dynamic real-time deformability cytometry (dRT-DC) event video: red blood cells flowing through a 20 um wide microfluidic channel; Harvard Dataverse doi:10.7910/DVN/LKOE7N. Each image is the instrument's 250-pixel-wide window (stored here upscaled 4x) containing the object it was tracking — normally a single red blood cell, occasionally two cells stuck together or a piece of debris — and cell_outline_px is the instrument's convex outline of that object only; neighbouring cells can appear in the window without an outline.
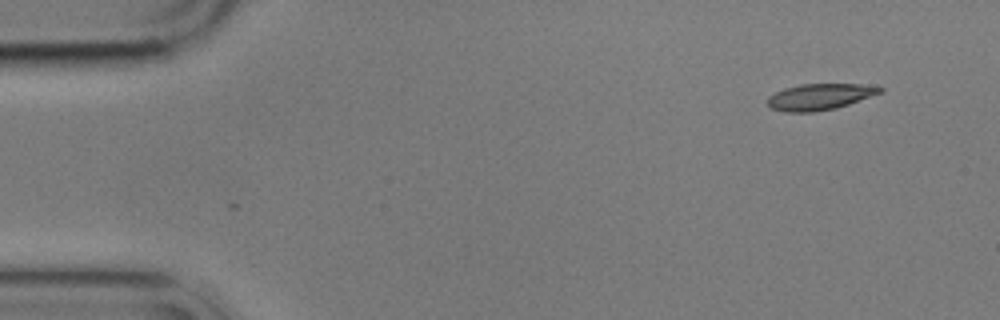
{"species": "common noctule bat (a hibernating species)", "species_latin": "Nyctalus noctula", "temperature_condition": "cold", "stored_images_in_passage": 53, "camera_frame_rate_fps": 3000, "um_per_image_px": 0.085, "animal": {"sex": "male", "body_mass_g": 17.9}, "frame": {"image": 1, "passage_image": 1, "time_ms": 0.0, "image_size_px": [1000, 320], "cell_outline_px": [[884, 92], [836, 108], [812, 112], [784, 112], [772, 108], [768, 104], [768, 96], [784, 88], [800, 84], [860, 84], [884, 88]], "centroid_in_image_um": [69.68, 8.22], "position_along_channel_um": 15.3, "area_um2": 17.11}}
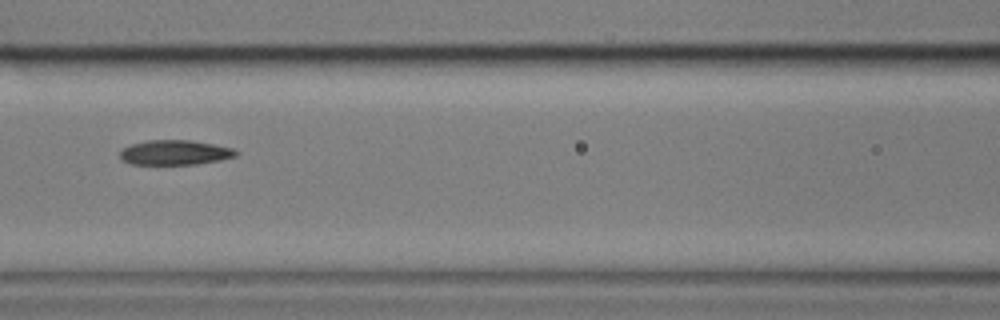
{"frame": {"image": 2, "passage_image": 21, "time_ms": 6.667, "image_size_px": [1000, 320], "cell_outline_px": [[240, 152], [236, 156], [220, 160], [196, 164], [132, 164], [120, 160], [120, 152], [124, 148], [132, 144], [148, 140], [192, 140], [232, 148]], "centroid_in_image_um": [14.87, 12.96], "position_along_channel_um": 151.7, "area_um2": 16.7}}
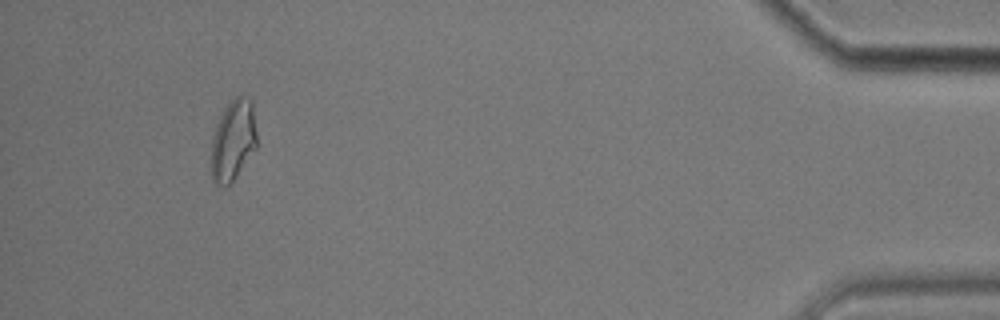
{"frame": {"image": 3, "passage_image": 49, "time_ms": 16.0, "image_size_px": [1000, 320], "cell_outline_px": [[256, 148], [236, 176], [224, 188], [216, 184], [212, 180], [208, 164], [212, 140], [216, 124], [224, 108], [236, 96], [240, 96], [252, 100], [256, 132]], "centroid_in_image_um": [19.76, 11.98], "position_along_channel_um": 415.4, "area_um2": 21.79}, "authors_computed_cell_mechanics": {"area_um2": 17.629, "velocity_mm_per_s": 3.5418, "shape_relaxation_time_tau1_ms": 5.8142, "shape_relaxation_time_tau2_ms": 4.2908, "deformation_change_tau1": 0.1518, "deformation_change_tau2": 0.1224}}